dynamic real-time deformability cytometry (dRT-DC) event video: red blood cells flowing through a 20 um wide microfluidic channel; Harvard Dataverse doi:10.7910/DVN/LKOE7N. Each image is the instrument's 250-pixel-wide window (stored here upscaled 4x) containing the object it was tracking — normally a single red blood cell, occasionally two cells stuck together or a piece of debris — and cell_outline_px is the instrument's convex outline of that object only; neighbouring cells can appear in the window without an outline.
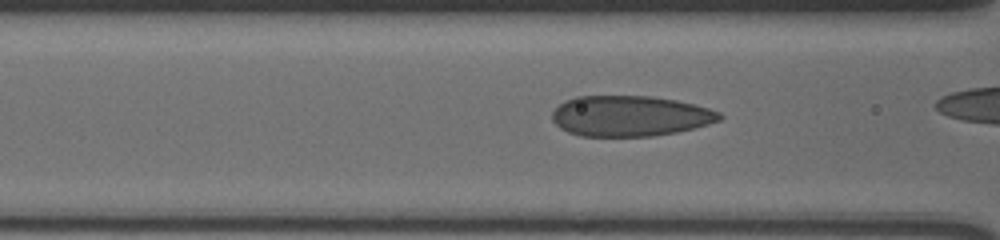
{"species": "human", "species_latin": "Homo sapiens", "temperature_condition": "cold", "stored_images_in_passage": 40, "camera_frame_rate_fps": 3000, "um_per_image_px": 0.085, "donor": {"sex": "male"}, "frame": {"image": 1, "passage_image": 17, "time_ms": 5.333, "image_size_px": [1000, 240], "cell_outline_px": [[724, 116], [720, 120], [708, 124], [676, 132], [652, 136], [580, 136], [568, 132], [560, 128], [552, 120], [552, 112], [564, 100], [576, 96], [652, 96], [676, 100], [696, 104], [720, 112]], "centroid_in_image_um": [53.55, 9.85], "position_along_channel_um": 113.1, "area_um2": 39.71}}
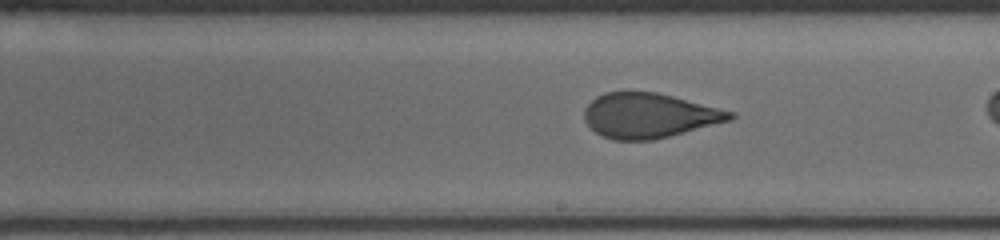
{"frame": {"image": 2, "passage_image": 27, "time_ms": 8.667, "image_size_px": [1000, 240], "cell_outline_px": [[736, 116], [732, 120], [652, 140], [612, 140], [596, 132], [584, 120], [584, 108], [596, 96], [604, 92], [628, 88], [656, 92], [736, 112]], "centroid_in_image_um": [55.14, 9.77], "position_along_channel_um": 233.9, "area_um2": 38.61}}
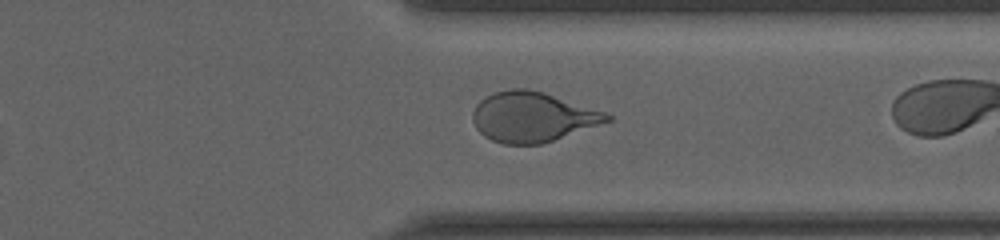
{"frame": {"image": 3, "passage_image": 38, "time_ms": 12.333, "image_size_px": [1000, 240], "cell_outline_px": [[612, 120], [540, 144], [504, 144], [492, 140], [484, 136], [476, 128], [472, 120], [472, 112], [476, 104], [484, 96], [492, 92], [512, 88], [528, 88], [544, 92], [604, 112], [612, 116]], "centroid_in_image_um": [45.2, 9.92], "position_along_channel_um": 366.2, "area_um2": 38.9}}